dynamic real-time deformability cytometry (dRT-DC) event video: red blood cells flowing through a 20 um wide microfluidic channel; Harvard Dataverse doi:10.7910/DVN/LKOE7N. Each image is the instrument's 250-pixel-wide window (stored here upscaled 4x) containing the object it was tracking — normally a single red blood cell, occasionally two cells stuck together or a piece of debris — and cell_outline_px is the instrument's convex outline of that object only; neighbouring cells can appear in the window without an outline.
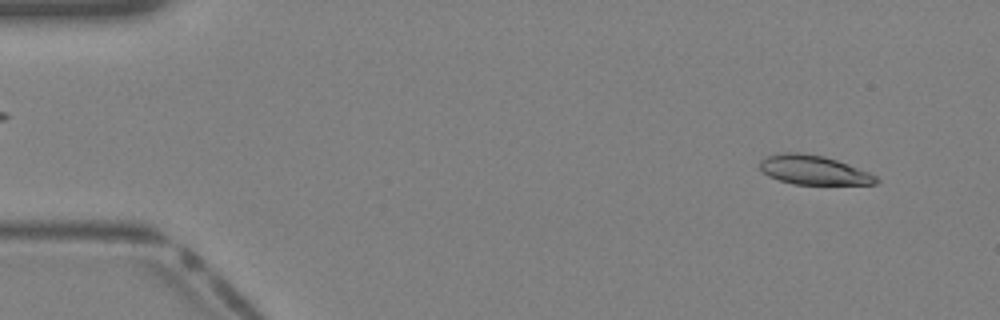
{"species": "Egyptian fruit bat (a non-hibernating species)", "species_latin": "Rousettus aegyptiacus", "temperature_condition": "warm", "stored_images_in_passage": 39, "camera_frame_rate_fps": 3000, "um_per_image_px": 0.085, "animal": {"sex": "female"}, "frame": {"image": 1, "passage_image": 3, "time_ms": 0.667, "image_size_px": [1000, 320], "cell_outline_px": [[880, 180], [876, 184], [792, 184], [768, 176], [760, 168], [760, 160], [764, 156], [784, 152], [800, 152], [824, 156], [848, 164], [868, 172], [876, 176]], "centroid_in_image_um": [69.13, 14.44], "position_along_channel_um": 15.9, "area_um2": 19.77}}
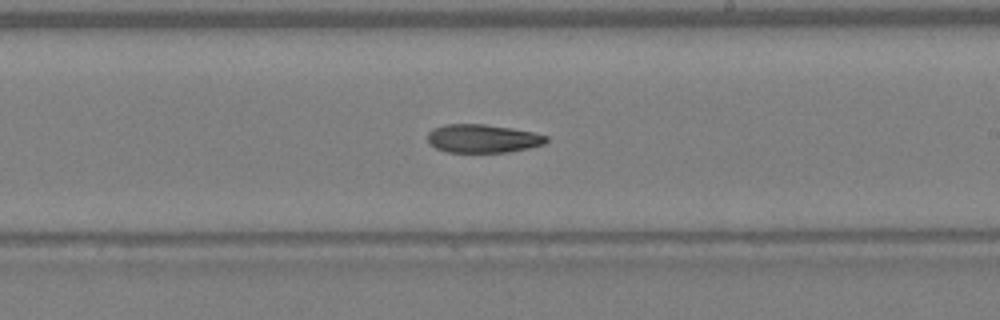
{"frame": {"image": 2, "passage_image": 23, "time_ms": 7.333, "image_size_px": [1000, 320], "cell_outline_px": [[548, 140], [544, 144], [528, 148], [508, 152], [448, 152], [436, 148], [428, 144], [428, 132], [432, 128], [444, 124], [484, 124], [512, 128], [532, 132], [548, 136]], "centroid_in_image_um": [41.0, 11.77], "position_along_channel_um": 248.0, "area_um2": 19.71}}
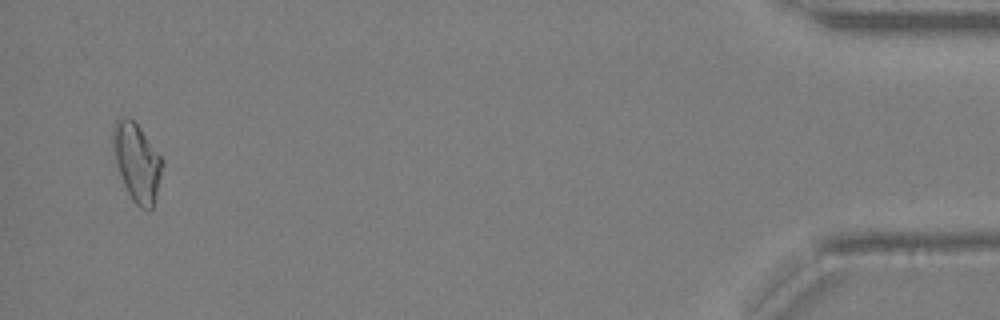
{"frame": {"image": 3, "passage_image": 38, "time_ms": 12.333, "image_size_px": [1000, 320], "cell_outline_px": [[164, 164], [152, 208], [140, 208], [132, 200], [124, 184], [116, 160], [112, 140], [112, 132], [116, 120], [124, 116], [128, 116], [140, 128], [164, 160]], "centroid_in_image_um": [11.65, 13.76], "position_along_channel_um": 423.6, "area_um2": 21.96}}